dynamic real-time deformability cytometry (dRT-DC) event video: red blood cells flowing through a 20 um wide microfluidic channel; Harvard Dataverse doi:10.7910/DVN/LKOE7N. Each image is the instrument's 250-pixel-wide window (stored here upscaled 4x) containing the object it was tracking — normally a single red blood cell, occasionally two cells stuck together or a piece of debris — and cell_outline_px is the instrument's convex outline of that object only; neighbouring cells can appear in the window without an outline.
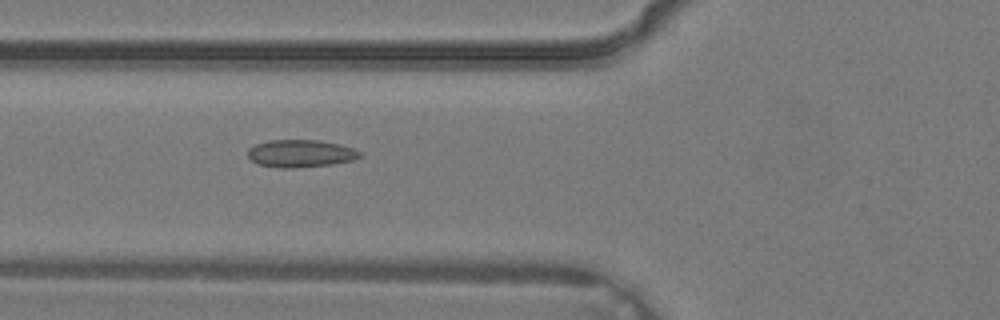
{"species": "common noctule bat (a hibernating species)", "species_latin": "Nyctalus noctula", "temperature_condition": "warm", "stored_images_in_passage": 3, "camera_frame_rate_fps": 3000, "um_per_image_px": 0.085, "animal": {"sex": "male", "body_mass_g": 19.2, "forearm_length_mm": 51.8}, "frame": {"image": 1, "passage_image": 3, "time_ms": 0.667, "image_size_px": [1000, 320], "cell_outline_px": [[364, 156], [352, 160], [332, 164], [292, 168], [276, 168], [256, 164], [248, 156], [248, 148], [256, 144], [268, 140], [320, 140], [340, 144], [364, 152]], "centroid_in_image_um": [25.57, 13.05], "position_along_channel_um": 100.2, "area_um2": 18.21}}